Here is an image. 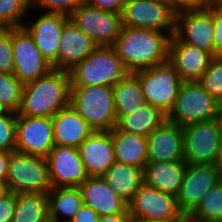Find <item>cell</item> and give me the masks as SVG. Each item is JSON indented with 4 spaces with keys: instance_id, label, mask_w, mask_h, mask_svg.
Segmentation results:
<instances>
[{
    "instance_id": "74e56055",
    "label": "cell",
    "mask_w": 222,
    "mask_h": 222,
    "mask_svg": "<svg viewBox=\"0 0 222 222\" xmlns=\"http://www.w3.org/2000/svg\"><path fill=\"white\" fill-rule=\"evenodd\" d=\"M215 57H222V6L212 5Z\"/></svg>"
},
{
    "instance_id": "3957f363",
    "label": "cell",
    "mask_w": 222,
    "mask_h": 222,
    "mask_svg": "<svg viewBox=\"0 0 222 222\" xmlns=\"http://www.w3.org/2000/svg\"><path fill=\"white\" fill-rule=\"evenodd\" d=\"M128 74L113 46H98L70 71L71 87L111 86Z\"/></svg>"
},
{
    "instance_id": "52a82bcc",
    "label": "cell",
    "mask_w": 222,
    "mask_h": 222,
    "mask_svg": "<svg viewBox=\"0 0 222 222\" xmlns=\"http://www.w3.org/2000/svg\"><path fill=\"white\" fill-rule=\"evenodd\" d=\"M134 74L139 79L146 103L160 108L168 115L183 83L173 66L167 61Z\"/></svg>"
},
{
    "instance_id": "9a60e30c",
    "label": "cell",
    "mask_w": 222,
    "mask_h": 222,
    "mask_svg": "<svg viewBox=\"0 0 222 222\" xmlns=\"http://www.w3.org/2000/svg\"><path fill=\"white\" fill-rule=\"evenodd\" d=\"M45 158L52 187H79L89 177L78 148L56 145Z\"/></svg>"
},
{
    "instance_id": "e575fe53",
    "label": "cell",
    "mask_w": 222,
    "mask_h": 222,
    "mask_svg": "<svg viewBox=\"0 0 222 222\" xmlns=\"http://www.w3.org/2000/svg\"><path fill=\"white\" fill-rule=\"evenodd\" d=\"M17 113L0 110V151H15Z\"/></svg>"
},
{
    "instance_id": "7402d4cb",
    "label": "cell",
    "mask_w": 222,
    "mask_h": 222,
    "mask_svg": "<svg viewBox=\"0 0 222 222\" xmlns=\"http://www.w3.org/2000/svg\"><path fill=\"white\" fill-rule=\"evenodd\" d=\"M60 39L58 70L70 71L98 47L71 20L64 26Z\"/></svg>"
},
{
    "instance_id": "d4e9b609",
    "label": "cell",
    "mask_w": 222,
    "mask_h": 222,
    "mask_svg": "<svg viewBox=\"0 0 222 222\" xmlns=\"http://www.w3.org/2000/svg\"><path fill=\"white\" fill-rule=\"evenodd\" d=\"M117 162L144 168L147 163V136L119 130L116 126L110 130Z\"/></svg>"
},
{
    "instance_id": "b9f144b4",
    "label": "cell",
    "mask_w": 222,
    "mask_h": 222,
    "mask_svg": "<svg viewBox=\"0 0 222 222\" xmlns=\"http://www.w3.org/2000/svg\"><path fill=\"white\" fill-rule=\"evenodd\" d=\"M203 6L198 0H171V8L177 13L184 9H197Z\"/></svg>"
},
{
    "instance_id": "d590c367",
    "label": "cell",
    "mask_w": 222,
    "mask_h": 222,
    "mask_svg": "<svg viewBox=\"0 0 222 222\" xmlns=\"http://www.w3.org/2000/svg\"><path fill=\"white\" fill-rule=\"evenodd\" d=\"M86 0H32L30 9H35L43 12L63 13L70 15L80 5L84 4Z\"/></svg>"
},
{
    "instance_id": "30bf717a",
    "label": "cell",
    "mask_w": 222,
    "mask_h": 222,
    "mask_svg": "<svg viewBox=\"0 0 222 222\" xmlns=\"http://www.w3.org/2000/svg\"><path fill=\"white\" fill-rule=\"evenodd\" d=\"M132 217L161 222H183L186 217L180 211L177 198L145 183L128 203Z\"/></svg>"
},
{
    "instance_id": "f907efd6",
    "label": "cell",
    "mask_w": 222,
    "mask_h": 222,
    "mask_svg": "<svg viewBox=\"0 0 222 222\" xmlns=\"http://www.w3.org/2000/svg\"><path fill=\"white\" fill-rule=\"evenodd\" d=\"M154 1L166 4L169 7H171V0H154Z\"/></svg>"
},
{
    "instance_id": "277c9868",
    "label": "cell",
    "mask_w": 222,
    "mask_h": 222,
    "mask_svg": "<svg viewBox=\"0 0 222 222\" xmlns=\"http://www.w3.org/2000/svg\"><path fill=\"white\" fill-rule=\"evenodd\" d=\"M70 106L94 131H110L117 124L111 86L71 87Z\"/></svg>"
},
{
    "instance_id": "ab89813d",
    "label": "cell",
    "mask_w": 222,
    "mask_h": 222,
    "mask_svg": "<svg viewBox=\"0 0 222 222\" xmlns=\"http://www.w3.org/2000/svg\"><path fill=\"white\" fill-rule=\"evenodd\" d=\"M86 3L104 11L122 14L125 0H86Z\"/></svg>"
},
{
    "instance_id": "7c38bea8",
    "label": "cell",
    "mask_w": 222,
    "mask_h": 222,
    "mask_svg": "<svg viewBox=\"0 0 222 222\" xmlns=\"http://www.w3.org/2000/svg\"><path fill=\"white\" fill-rule=\"evenodd\" d=\"M69 16L98 46H113L122 27L121 14L98 9L86 2Z\"/></svg>"
},
{
    "instance_id": "d6a6232c",
    "label": "cell",
    "mask_w": 222,
    "mask_h": 222,
    "mask_svg": "<svg viewBox=\"0 0 222 222\" xmlns=\"http://www.w3.org/2000/svg\"><path fill=\"white\" fill-rule=\"evenodd\" d=\"M31 1L0 0V29L23 26L30 11Z\"/></svg>"
},
{
    "instance_id": "816d5d0a",
    "label": "cell",
    "mask_w": 222,
    "mask_h": 222,
    "mask_svg": "<svg viewBox=\"0 0 222 222\" xmlns=\"http://www.w3.org/2000/svg\"><path fill=\"white\" fill-rule=\"evenodd\" d=\"M217 5L222 6V0H217Z\"/></svg>"
},
{
    "instance_id": "8fae6325",
    "label": "cell",
    "mask_w": 222,
    "mask_h": 222,
    "mask_svg": "<svg viewBox=\"0 0 222 222\" xmlns=\"http://www.w3.org/2000/svg\"><path fill=\"white\" fill-rule=\"evenodd\" d=\"M14 54L13 74L24 84L46 75L53 67L38 50L24 27L9 28Z\"/></svg>"
},
{
    "instance_id": "4dcf8cb0",
    "label": "cell",
    "mask_w": 222,
    "mask_h": 222,
    "mask_svg": "<svg viewBox=\"0 0 222 222\" xmlns=\"http://www.w3.org/2000/svg\"><path fill=\"white\" fill-rule=\"evenodd\" d=\"M186 219L199 222H222V180L205 193Z\"/></svg>"
},
{
    "instance_id": "4316f807",
    "label": "cell",
    "mask_w": 222,
    "mask_h": 222,
    "mask_svg": "<svg viewBox=\"0 0 222 222\" xmlns=\"http://www.w3.org/2000/svg\"><path fill=\"white\" fill-rule=\"evenodd\" d=\"M82 205L83 199L79 187H52L48 193L49 219L55 222L71 221Z\"/></svg>"
},
{
    "instance_id": "6da1fadb",
    "label": "cell",
    "mask_w": 222,
    "mask_h": 222,
    "mask_svg": "<svg viewBox=\"0 0 222 222\" xmlns=\"http://www.w3.org/2000/svg\"><path fill=\"white\" fill-rule=\"evenodd\" d=\"M170 36L153 29L122 26L113 47L128 73H136L168 61Z\"/></svg>"
},
{
    "instance_id": "60d3db41",
    "label": "cell",
    "mask_w": 222,
    "mask_h": 222,
    "mask_svg": "<svg viewBox=\"0 0 222 222\" xmlns=\"http://www.w3.org/2000/svg\"><path fill=\"white\" fill-rule=\"evenodd\" d=\"M99 214L91 207L82 205L70 222H98Z\"/></svg>"
},
{
    "instance_id": "e0dca14e",
    "label": "cell",
    "mask_w": 222,
    "mask_h": 222,
    "mask_svg": "<svg viewBox=\"0 0 222 222\" xmlns=\"http://www.w3.org/2000/svg\"><path fill=\"white\" fill-rule=\"evenodd\" d=\"M222 178L215 164H187L177 204L185 217L197 206L205 193Z\"/></svg>"
},
{
    "instance_id": "cb8c5ba5",
    "label": "cell",
    "mask_w": 222,
    "mask_h": 222,
    "mask_svg": "<svg viewBox=\"0 0 222 222\" xmlns=\"http://www.w3.org/2000/svg\"><path fill=\"white\" fill-rule=\"evenodd\" d=\"M186 166L185 161L147 162L143 169L144 183L177 197L183 182Z\"/></svg>"
},
{
    "instance_id": "4fadbf2b",
    "label": "cell",
    "mask_w": 222,
    "mask_h": 222,
    "mask_svg": "<svg viewBox=\"0 0 222 222\" xmlns=\"http://www.w3.org/2000/svg\"><path fill=\"white\" fill-rule=\"evenodd\" d=\"M175 35L184 43L194 45L215 57L212 5L179 10L176 13Z\"/></svg>"
},
{
    "instance_id": "5bb4252c",
    "label": "cell",
    "mask_w": 222,
    "mask_h": 222,
    "mask_svg": "<svg viewBox=\"0 0 222 222\" xmlns=\"http://www.w3.org/2000/svg\"><path fill=\"white\" fill-rule=\"evenodd\" d=\"M54 146L51 117L17 114L15 151L46 157Z\"/></svg>"
},
{
    "instance_id": "7dc6e473",
    "label": "cell",
    "mask_w": 222,
    "mask_h": 222,
    "mask_svg": "<svg viewBox=\"0 0 222 222\" xmlns=\"http://www.w3.org/2000/svg\"><path fill=\"white\" fill-rule=\"evenodd\" d=\"M6 180H0V197L8 192Z\"/></svg>"
},
{
    "instance_id": "f35d334b",
    "label": "cell",
    "mask_w": 222,
    "mask_h": 222,
    "mask_svg": "<svg viewBox=\"0 0 222 222\" xmlns=\"http://www.w3.org/2000/svg\"><path fill=\"white\" fill-rule=\"evenodd\" d=\"M16 204V193L8 191L0 197V222H12Z\"/></svg>"
},
{
    "instance_id": "9c48e42d",
    "label": "cell",
    "mask_w": 222,
    "mask_h": 222,
    "mask_svg": "<svg viewBox=\"0 0 222 222\" xmlns=\"http://www.w3.org/2000/svg\"><path fill=\"white\" fill-rule=\"evenodd\" d=\"M121 19L122 26L175 34L176 12L154 0H125Z\"/></svg>"
},
{
    "instance_id": "1f68e13d",
    "label": "cell",
    "mask_w": 222,
    "mask_h": 222,
    "mask_svg": "<svg viewBox=\"0 0 222 222\" xmlns=\"http://www.w3.org/2000/svg\"><path fill=\"white\" fill-rule=\"evenodd\" d=\"M24 83L13 73L0 72V109L18 113Z\"/></svg>"
},
{
    "instance_id": "44dd1931",
    "label": "cell",
    "mask_w": 222,
    "mask_h": 222,
    "mask_svg": "<svg viewBox=\"0 0 222 222\" xmlns=\"http://www.w3.org/2000/svg\"><path fill=\"white\" fill-rule=\"evenodd\" d=\"M83 204L99 216L129 213L128 203L115 194L101 176L88 177L79 185Z\"/></svg>"
},
{
    "instance_id": "ee69618b",
    "label": "cell",
    "mask_w": 222,
    "mask_h": 222,
    "mask_svg": "<svg viewBox=\"0 0 222 222\" xmlns=\"http://www.w3.org/2000/svg\"><path fill=\"white\" fill-rule=\"evenodd\" d=\"M129 213H119L113 215L99 216L98 222H128L130 219Z\"/></svg>"
},
{
    "instance_id": "d6986e66",
    "label": "cell",
    "mask_w": 222,
    "mask_h": 222,
    "mask_svg": "<svg viewBox=\"0 0 222 222\" xmlns=\"http://www.w3.org/2000/svg\"><path fill=\"white\" fill-rule=\"evenodd\" d=\"M147 162L184 161L183 129L165 120L148 136Z\"/></svg>"
},
{
    "instance_id": "484cf974",
    "label": "cell",
    "mask_w": 222,
    "mask_h": 222,
    "mask_svg": "<svg viewBox=\"0 0 222 222\" xmlns=\"http://www.w3.org/2000/svg\"><path fill=\"white\" fill-rule=\"evenodd\" d=\"M143 169L116 161L101 177L115 194L129 203L144 183Z\"/></svg>"
},
{
    "instance_id": "f1b7e54d",
    "label": "cell",
    "mask_w": 222,
    "mask_h": 222,
    "mask_svg": "<svg viewBox=\"0 0 222 222\" xmlns=\"http://www.w3.org/2000/svg\"><path fill=\"white\" fill-rule=\"evenodd\" d=\"M165 120H167V114H165L160 108L145 103L133 114L117 117L116 127L119 130L129 133L148 136Z\"/></svg>"
},
{
    "instance_id": "bcb514c9",
    "label": "cell",
    "mask_w": 222,
    "mask_h": 222,
    "mask_svg": "<svg viewBox=\"0 0 222 222\" xmlns=\"http://www.w3.org/2000/svg\"><path fill=\"white\" fill-rule=\"evenodd\" d=\"M215 120L217 121L219 130H220V132L222 134V103H220L219 106H218Z\"/></svg>"
},
{
    "instance_id": "2e32d148",
    "label": "cell",
    "mask_w": 222,
    "mask_h": 222,
    "mask_svg": "<svg viewBox=\"0 0 222 222\" xmlns=\"http://www.w3.org/2000/svg\"><path fill=\"white\" fill-rule=\"evenodd\" d=\"M70 16L63 13L41 12L30 23L23 26L34 39L36 47L43 54L53 69H58V50L64 26Z\"/></svg>"
},
{
    "instance_id": "8992f818",
    "label": "cell",
    "mask_w": 222,
    "mask_h": 222,
    "mask_svg": "<svg viewBox=\"0 0 222 222\" xmlns=\"http://www.w3.org/2000/svg\"><path fill=\"white\" fill-rule=\"evenodd\" d=\"M219 102L198 82H183L167 119L181 127L216 117Z\"/></svg>"
},
{
    "instance_id": "7a4b0ae2",
    "label": "cell",
    "mask_w": 222,
    "mask_h": 222,
    "mask_svg": "<svg viewBox=\"0 0 222 222\" xmlns=\"http://www.w3.org/2000/svg\"><path fill=\"white\" fill-rule=\"evenodd\" d=\"M69 71L52 69L46 75L24 84L21 106L17 114L52 117L70 105Z\"/></svg>"
},
{
    "instance_id": "836d02e7",
    "label": "cell",
    "mask_w": 222,
    "mask_h": 222,
    "mask_svg": "<svg viewBox=\"0 0 222 222\" xmlns=\"http://www.w3.org/2000/svg\"><path fill=\"white\" fill-rule=\"evenodd\" d=\"M219 103H222V57H214L198 81Z\"/></svg>"
},
{
    "instance_id": "ba28073f",
    "label": "cell",
    "mask_w": 222,
    "mask_h": 222,
    "mask_svg": "<svg viewBox=\"0 0 222 222\" xmlns=\"http://www.w3.org/2000/svg\"><path fill=\"white\" fill-rule=\"evenodd\" d=\"M184 161L187 164H215L222 134L214 119L182 127Z\"/></svg>"
},
{
    "instance_id": "83f0119b",
    "label": "cell",
    "mask_w": 222,
    "mask_h": 222,
    "mask_svg": "<svg viewBox=\"0 0 222 222\" xmlns=\"http://www.w3.org/2000/svg\"><path fill=\"white\" fill-rule=\"evenodd\" d=\"M112 88L116 117L133 114L146 103L139 79L134 73H128Z\"/></svg>"
},
{
    "instance_id": "f6af8a7d",
    "label": "cell",
    "mask_w": 222,
    "mask_h": 222,
    "mask_svg": "<svg viewBox=\"0 0 222 222\" xmlns=\"http://www.w3.org/2000/svg\"><path fill=\"white\" fill-rule=\"evenodd\" d=\"M215 167L217 171L219 172L220 177L222 178V139L219 144V150H218V155L215 162Z\"/></svg>"
},
{
    "instance_id": "8d00e7d4",
    "label": "cell",
    "mask_w": 222,
    "mask_h": 222,
    "mask_svg": "<svg viewBox=\"0 0 222 222\" xmlns=\"http://www.w3.org/2000/svg\"><path fill=\"white\" fill-rule=\"evenodd\" d=\"M14 54L9 28L0 29V72L13 73Z\"/></svg>"
},
{
    "instance_id": "c3c4849f",
    "label": "cell",
    "mask_w": 222,
    "mask_h": 222,
    "mask_svg": "<svg viewBox=\"0 0 222 222\" xmlns=\"http://www.w3.org/2000/svg\"><path fill=\"white\" fill-rule=\"evenodd\" d=\"M128 222H161V221L147 220V219H142V218L130 216V219Z\"/></svg>"
},
{
    "instance_id": "ac0fdd59",
    "label": "cell",
    "mask_w": 222,
    "mask_h": 222,
    "mask_svg": "<svg viewBox=\"0 0 222 222\" xmlns=\"http://www.w3.org/2000/svg\"><path fill=\"white\" fill-rule=\"evenodd\" d=\"M213 58L211 53L184 43L175 34L170 38L168 62L183 82L199 81Z\"/></svg>"
},
{
    "instance_id": "7bdbcfd3",
    "label": "cell",
    "mask_w": 222,
    "mask_h": 222,
    "mask_svg": "<svg viewBox=\"0 0 222 222\" xmlns=\"http://www.w3.org/2000/svg\"><path fill=\"white\" fill-rule=\"evenodd\" d=\"M10 152L0 151V180H6L9 167Z\"/></svg>"
},
{
    "instance_id": "603a6c76",
    "label": "cell",
    "mask_w": 222,
    "mask_h": 222,
    "mask_svg": "<svg viewBox=\"0 0 222 222\" xmlns=\"http://www.w3.org/2000/svg\"><path fill=\"white\" fill-rule=\"evenodd\" d=\"M54 144L78 148L91 135L92 127L69 105L52 117Z\"/></svg>"
},
{
    "instance_id": "5b68a950",
    "label": "cell",
    "mask_w": 222,
    "mask_h": 222,
    "mask_svg": "<svg viewBox=\"0 0 222 222\" xmlns=\"http://www.w3.org/2000/svg\"><path fill=\"white\" fill-rule=\"evenodd\" d=\"M6 184L8 190L16 194H48L52 186L46 158L18 151L10 152Z\"/></svg>"
},
{
    "instance_id": "ffe728a7",
    "label": "cell",
    "mask_w": 222,
    "mask_h": 222,
    "mask_svg": "<svg viewBox=\"0 0 222 222\" xmlns=\"http://www.w3.org/2000/svg\"><path fill=\"white\" fill-rule=\"evenodd\" d=\"M78 151L89 177L104 175L116 162L111 131H94Z\"/></svg>"
},
{
    "instance_id": "681fc988",
    "label": "cell",
    "mask_w": 222,
    "mask_h": 222,
    "mask_svg": "<svg viewBox=\"0 0 222 222\" xmlns=\"http://www.w3.org/2000/svg\"><path fill=\"white\" fill-rule=\"evenodd\" d=\"M198 1L203 7L208 5H217V0H198Z\"/></svg>"
},
{
    "instance_id": "f5cc1de1",
    "label": "cell",
    "mask_w": 222,
    "mask_h": 222,
    "mask_svg": "<svg viewBox=\"0 0 222 222\" xmlns=\"http://www.w3.org/2000/svg\"><path fill=\"white\" fill-rule=\"evenodd\" d=\"M46 222H55V221H53V220H51V219H48Z\"/></svg>"
},
{
    "instance_id": "f546056e",
    "label": "cell",
    "mask_w": 222,
    "mask_h": 222,
    "mask_svg": "<svg viewBox=\"0 0 222 222\" xmlns=\"http://www.w3.org/2000/svg\"><path fill=\"white\" fill-rule=\"evenodd\" d=\"M48 219V194H16L12 222H46Z\"/></svg>"
}]
</instances>
